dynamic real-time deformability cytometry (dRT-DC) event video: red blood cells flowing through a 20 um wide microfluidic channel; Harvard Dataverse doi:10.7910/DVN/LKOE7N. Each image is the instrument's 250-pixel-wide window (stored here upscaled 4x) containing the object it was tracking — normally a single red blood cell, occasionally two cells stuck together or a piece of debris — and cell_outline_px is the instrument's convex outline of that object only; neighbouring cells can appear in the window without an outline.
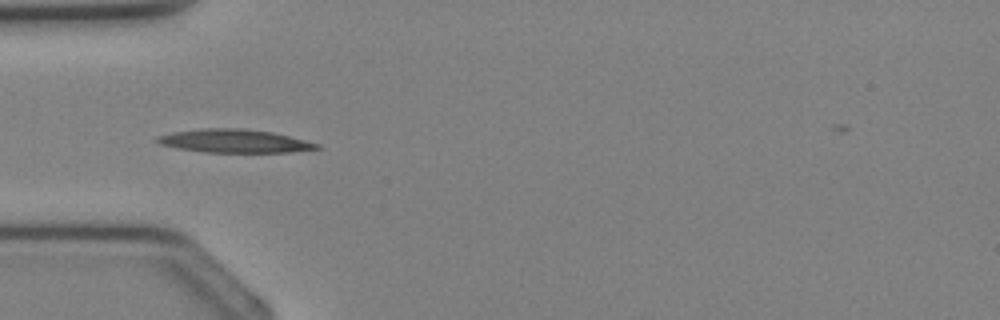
{"species": "Egyptian fruit bat (a non-hibernating species)", "species_latin": "Rousettus aegyptiacus", "temperature_condition": "cold", "stored_images_in_passage": 28, "camera_frame_rate_fps": 3000, "um_per_image_px": 0.085, "animal": {"sex": "female"}, "frame": {"image": 1, "passage_image": 3, "time_ms": 0.667, "image_size_px": [1000, 320], "cell_outline_px": [[320, 148], [292, 152], [204, 152], [180, 148], [160, 144], [156, 140], [156, 136], [172, 132], [204, 128], [244, 128], [272, 132], [320, 144]], "centroid_in_image_um": [19.92, 11.98], "position_along_channel_um": 65.1, "area_um2": 21.5}}
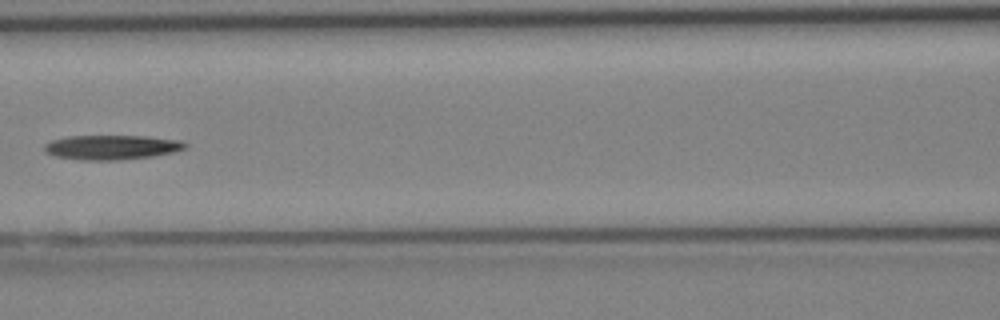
{"frame": {"image": 2, "passage_image": 8, "time_ms": 2.333, "image_size_px": [1000, 320], "cell_outline_px": [[188, 148], [172, 152], [152, 156], [116, 160], [84, 160], [56, 156], [44, 152], [44, 144], [52, 140], [68, 136], [148, 136], [180, 140], [188, 144]], "centroid_in_image_um": [9.51, 12.51], "position_along_channel_um": 157.1, "area_um2": 20.11}}
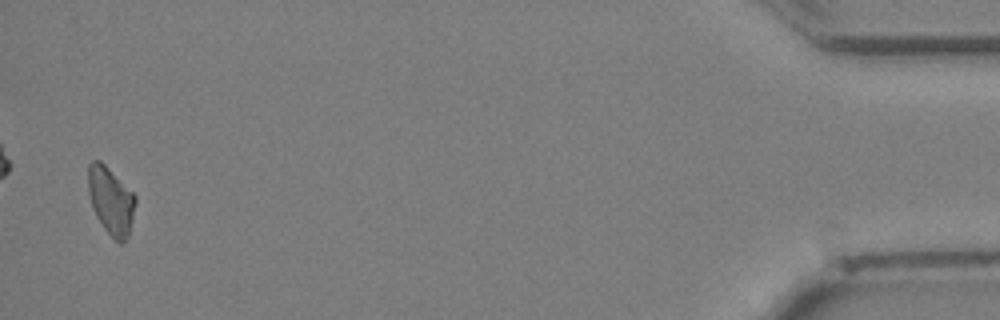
{"frame": {"image": 3, "passage_image": 27, "time_ms": 8.667, "image_size_px": [1000, 320], "cell_outline_px": [[136, 204], [128, 236], [120, 244], [104, 228], [96, 216], [92, 208], [88, 192], [88, 164], [92, 160], [100, 160], [136, 196]], "centroid_in_image_um": [9.41, 17.04], "position_along_channel_um": 425.8, "area_um2": 18.38}}